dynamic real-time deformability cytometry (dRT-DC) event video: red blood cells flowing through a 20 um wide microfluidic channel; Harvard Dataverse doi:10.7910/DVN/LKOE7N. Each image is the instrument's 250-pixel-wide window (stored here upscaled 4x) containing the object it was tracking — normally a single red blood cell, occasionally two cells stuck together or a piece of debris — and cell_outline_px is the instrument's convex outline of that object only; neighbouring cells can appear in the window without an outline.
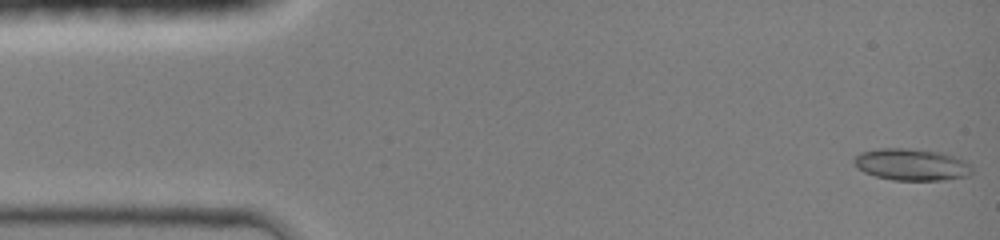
{"species": "common noctule bat (a hibernating species)", "species_latin": "Nyctalus noctula", "temperature_condition": "room temperature", "stored_images_in_passage": 44, "camera_frame_rate_fps": 3000, "um_per_image_px": 0.085, "animal": {"sex": "female", "body_mass_g": 19.0, "forearm_length_mm": 51.5}, "frame": {"image": 1, "passage_image": 1, "time_ms": 0.0, "image_size_px": [1000, 240], "cell_outline_px": [[972, 172], [968, 176], [944, 180], [892, 180], [876, 176], [864, 172], [856, 168], [852, 160], [860, 152], [876, 148], [908, 148], [940, 152], [964, 160], [972, 168]], "centroid_in_image_um": [77.44, 13.99], "position_along_channel_um": 7.6, "area_um2": 21.96}}
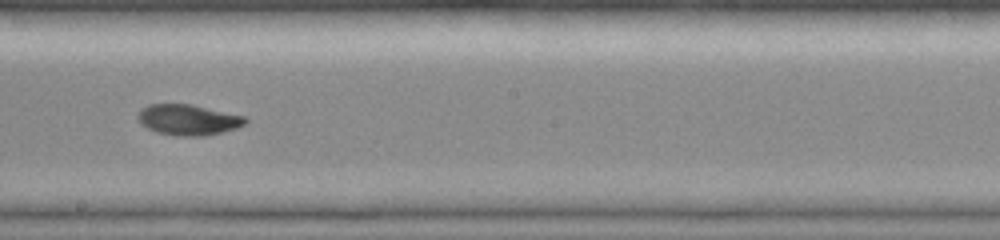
{"frame": {"image": 2, "passage_image": 25, "time_ms": 8.0, "image_size_px": [1000, 240], "cell_outline_px": [[248, 120], [244, 124], [236, 128], [204, 136], [180, 136], [156, 132], [140, 124], [136, 116], [140, 108], [148, 104], [192, 104], [244, 116]], "centroid_in_image_um": [15.94, 10.17], "position_along_channel_um": 232.3, "area_um2": 19.25}}
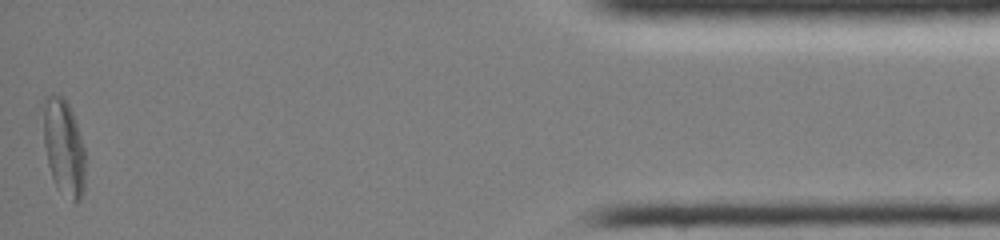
{"frame": {"image": 3, "passage_image": 44, "time_ms": 14.333, "image_size_px": [1000, 240], "cell_outline_px": [[84, 192], [80, 200], [72, 204], [56, 184], [52, 176], [48, 164], [44, 144], [44, 96], [52, 92], [64, 96], [72, 112], [84, 148]], "centroid_in_image_um": [5.42, 12.5], "position_along_channel_um": 429.8, "area_um2": 23.47}, "authors_computed_cell_mechanics": {"area_um2": 19.4208, "velocity_mm_per_s": 4.2812, "shape_relaxation_time_tau1_ms": null, "shape_relaxation_time_tau2_ms": 2.2081, "deformation_change_tau1": null, "deformation_change_tau2": 0.0557}}